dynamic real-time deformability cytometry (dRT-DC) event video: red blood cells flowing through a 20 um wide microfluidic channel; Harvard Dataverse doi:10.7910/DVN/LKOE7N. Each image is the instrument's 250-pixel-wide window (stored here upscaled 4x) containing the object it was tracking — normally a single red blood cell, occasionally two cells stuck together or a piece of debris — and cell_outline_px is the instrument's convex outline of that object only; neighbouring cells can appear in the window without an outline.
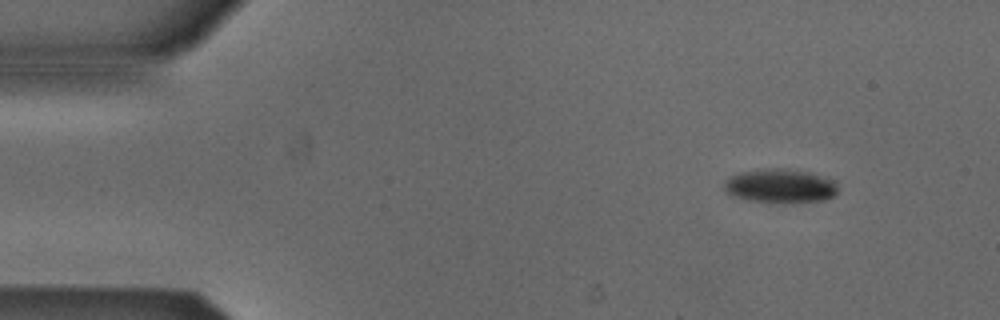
{"species": "Egyptian fruit bat (a non-hibernating species)", "species_latin": "Rousettus aegyptiacus", "temperature_condition": "cold", "stored_images_in_passage": 47, "camera_frame_rate_fps": 3000, "um_per_image_px": 0.085, "animal": {"sex": "male"}, "frame": {"image": 1, "passage_image": 1, "time_ms": 0.0, "image_size_px": [1000, 320], "cell_outline_px": [[836, 192], [832, 196], [824, 200], [748, 200], [724, 192], [724, 180], [728, 176], [736, 172], [756, 168], [788, 168], [808, 172], [836, 180]], "centroid_in_image_um": [66.24, 15.72], "position_along_channel_um": 18.8, "area_um2": 22.08}}
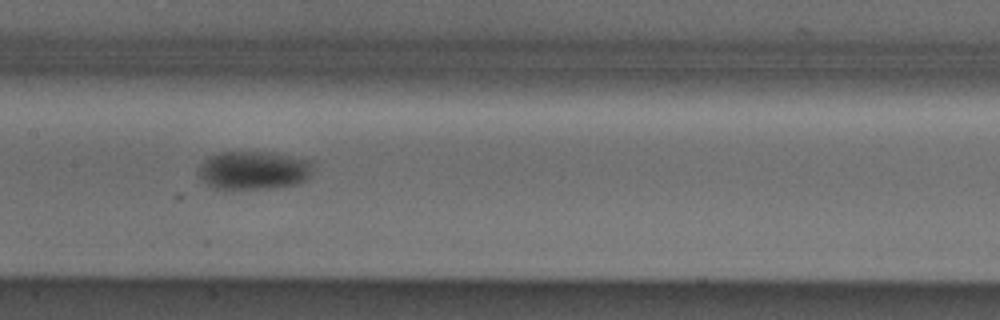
{"frame": {"image": 2, "passage_image": 21, "time_ms": 6.667, "image_size_px": [1000, 320], "cell_outline_px": [[316, 164], [312, 176], [308, 180], [296, 184], [276, 188], [212, 188], [200, 180], [196, 172], [200, 164], [208, 156], [220, 152], [260, 152], [288, 156], [312, 160]], "centroid_in_image_um": [21.58, 14.48], "position_along_channel_um": 185.8, "area_um2": 26.07}}
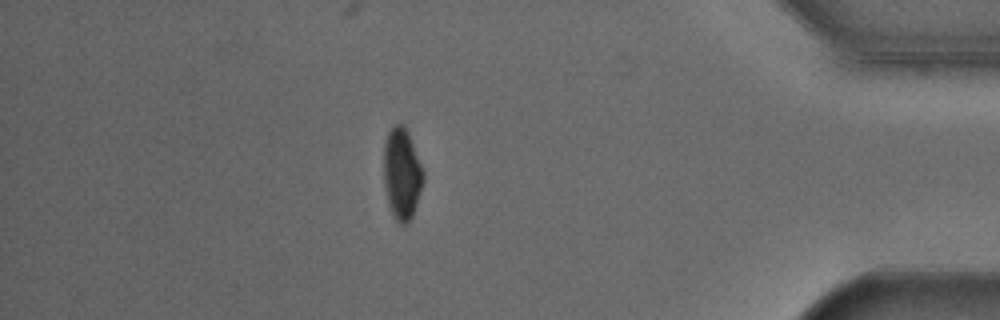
{"frame": {"image": 3, "passage_image": 41, "time_ms": 13.333, "image_size_px": [1000, 320], "cell_outline_px": [[424, 180], [412, 216], [408, 224], [400, 224], [396, 220], [388, 204], [384, 184], [384, 144], [388, 132], [396, 124], [404, 124], [408, 132], [424, 172]], "centroid_in_image_um": [34.16, 14.77], "position_along_channel_um": 401.0, "area_um2": 20.92}}